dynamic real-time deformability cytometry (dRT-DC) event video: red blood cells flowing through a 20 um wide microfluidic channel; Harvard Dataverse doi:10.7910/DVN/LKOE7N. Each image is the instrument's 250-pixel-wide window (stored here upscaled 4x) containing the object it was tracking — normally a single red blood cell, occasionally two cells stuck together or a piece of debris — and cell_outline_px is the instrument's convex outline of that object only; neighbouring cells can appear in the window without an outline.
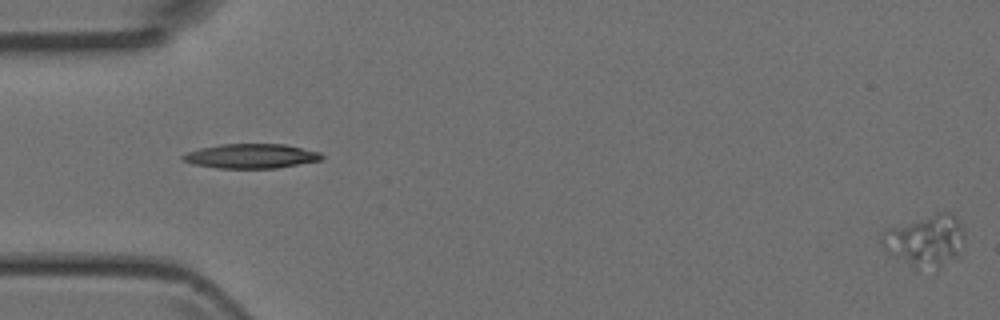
{"species": "Egyptian fruit bat (a non-hibernating species)", "species_latin": "Rousettus aegyptiacus", "temperature_condition": "room temperature", "stored_images_in_passage": 15, "segment_of_instrument_passage": [2, 2], "camera_frame_rate_fps": 3000, "um_per_image_px": 0.085, "animal": {"sex": "female"}, "frame": {"image": 1, "passage_image": 15, "time_ms": 4.667, "image_size_px": [1000, 320], "cell_outline_px": [[964, 240], [960, 256], [936, 272], [916, 268], [888, 252], [880, 244], [880, 236], [888, 228], [936, 212], [952, 212], [956, 216], [964, 232]], "centroid_in_image_um": [78.72, 20.48], "position_along_channel_um": 6.3, "area_um2": 25.55}}